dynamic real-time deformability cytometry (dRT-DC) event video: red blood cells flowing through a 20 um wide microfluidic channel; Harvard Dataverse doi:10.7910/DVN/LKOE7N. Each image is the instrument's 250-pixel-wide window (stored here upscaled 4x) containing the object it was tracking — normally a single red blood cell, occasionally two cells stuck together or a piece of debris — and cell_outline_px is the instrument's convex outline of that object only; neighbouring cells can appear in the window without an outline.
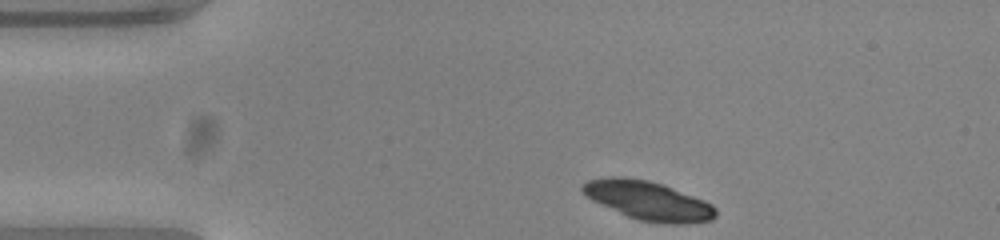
{"species": "common noctule bat (a hibernating species)", "species_latin": "Nyctalus noctula", "temperature_condition": "warm", "stored_images_in_passage": 36, "camera_frame_rate_fps": 3000, "um_per_image_px": 0.085, "animal": {"sex": "female", "body_mass_g": 23.0, "forearm_length_mm": 53.4}, "frame": {"image": 1, "passage_image": 1, "time_ms": 0.0, "image_size_px": [1000, 240], "cell_outline_px": [[716, 216], [712, 220], [680, 224], [672, 224], [640, 220], [628, 216], [592, 200], [580, 188], [588, 180], [612, 176], [624, 176], [648, 180], [664, 184], [704, 200], [712, 204], [716, 208]], "centroid_in_image_um": [55.13, 17.04], "position_along_channel_um": 29.9, "area_um2": 29.94}}